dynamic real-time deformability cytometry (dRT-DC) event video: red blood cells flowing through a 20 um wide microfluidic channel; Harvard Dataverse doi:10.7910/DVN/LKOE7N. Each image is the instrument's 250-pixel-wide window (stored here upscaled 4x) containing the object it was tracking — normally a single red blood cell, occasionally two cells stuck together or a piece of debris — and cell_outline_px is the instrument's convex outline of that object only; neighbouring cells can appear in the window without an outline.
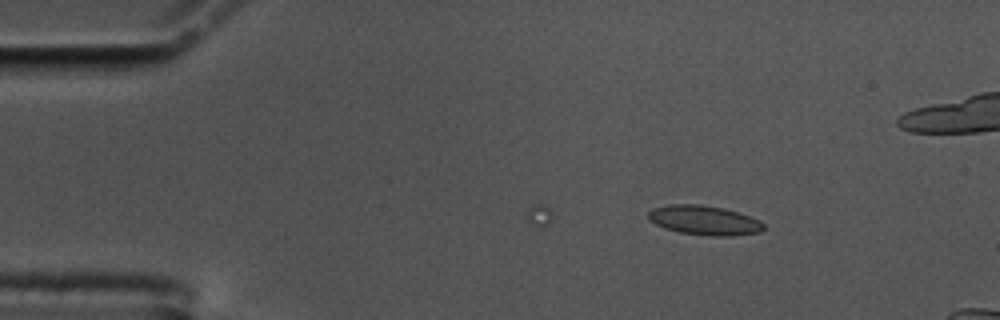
{"species": "common noctule bat (a hibernating species)", "species_latin": "Nyctalus noctula", "temperature_condition": "cold", "stored_images_in_passage": 16, "camera_frame_rate_fps": 3000, "um_per_image_px": 0.085, "animal": {"sex": "male", "body_mass_g": 17.5, "forearm_length_mm": 52.3}, "frame": {"image": 1, "passage_image": 16, "time_ms": 5.0, "image_size_px": [1000, 320], "cell_outline_px": [[764, 228], [760, 232], [732, 236], [708, 236], [680, 232], [664, 228], [648, 220], [648, 212], [652, 208], [668, 204], [700, 204], [720, 208], [736, 212], [760, 220], [764, 224]], "centroid_in_image_um": [59.83, 18.73], "position_along_channel_um": 25.2, "area_um2": 19.77}}